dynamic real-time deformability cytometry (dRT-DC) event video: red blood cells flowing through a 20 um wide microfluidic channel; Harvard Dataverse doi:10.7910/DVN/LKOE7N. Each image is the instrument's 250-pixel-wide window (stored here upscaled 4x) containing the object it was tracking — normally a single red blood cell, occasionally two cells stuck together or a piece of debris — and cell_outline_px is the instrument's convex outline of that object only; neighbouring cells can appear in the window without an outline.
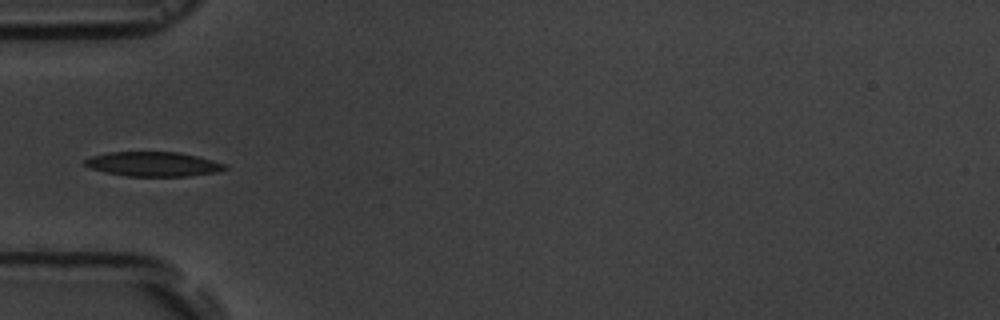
{"species": "common noctule bat (a hibernating species)", "species_latin": "Nyctalus noctula", "temperature_condition": "room temperature", "stored_images_in_passage": 6, "camera_frame_rate_fps": 3000, "um_per_image_px": 0.085, "animal": {"sex": "male", "body_mass_g": 19.5, "forearm_length_mm": 54.6}, "frame": {"image": 1, "passage_image": 6, "time_ms": 5.667, "image_size_px": [1000, 320], "cell_outline_px": [[228, 168], [216, 172], [188, 176], [128, 176], [104, 172], [92, 168], [84, 164], [84, 160], [92, 156], [108, 152], [180, 152], [228, 164]], "centroid_in_image_um": [13.05, 13.94], "position_along_channel_um": 71.9, "area_um2": 19.94}}